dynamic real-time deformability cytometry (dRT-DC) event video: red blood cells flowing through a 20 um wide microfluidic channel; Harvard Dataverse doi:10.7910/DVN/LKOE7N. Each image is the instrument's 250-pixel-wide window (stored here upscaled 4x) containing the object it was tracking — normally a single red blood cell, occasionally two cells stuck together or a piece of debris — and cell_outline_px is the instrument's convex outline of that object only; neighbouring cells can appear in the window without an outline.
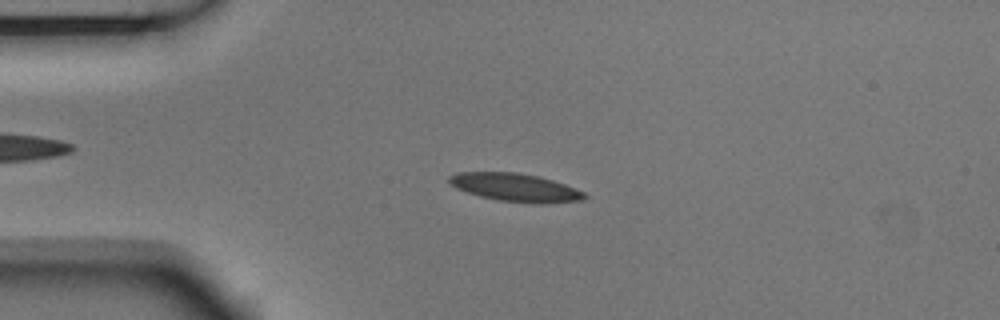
{"species": "Egyptian fruit bat (a non-hibernating species)", "species_latin": "Rousettus aegyptiacus", "temperature_condition": "room temperature", "stored_images_in_passage": 7, "camera_frame_rate_fps": 3000, "um_per_image_px": 0.085, "animal": {"sex": "male"}, "frame": {"image": 1, "passage_image": 1, "time_ms": 0.0, "image_size_px": [1000, 320], "cell_outline_px": [[588, 196], [584, 200], [540, 204], [532, 204], [500, 200], [480, 196], [456, 188], [448, 180], [448, 176], [456, 172], [516, 172], [540, 176], [576, 188], [584, 192]], "centroid_in_image_um": [43.84, 15.93], "position_along_channel_um": 41.2, "area_um2": 22.25}}
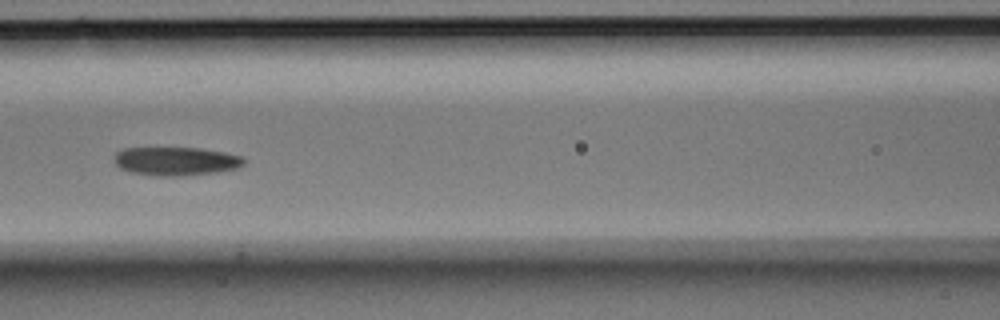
{"frame": {"image": 2, "passage_image": 4, "time_ms": 1.0, "image_size_px": [1000, 320], "cell_outline_px": [[244, 164], [240, 168], [216, 172], [180, 176], [152, 176], [132, 172], [120, 168], [116, 164], [116, 152], [124, 148], [200, 148], [224, 152], [244, 156]], "centroid_in_image_um": [15.0, 13.7], "position_along_channel_um": 151.6, "area_um2": 21.62}}
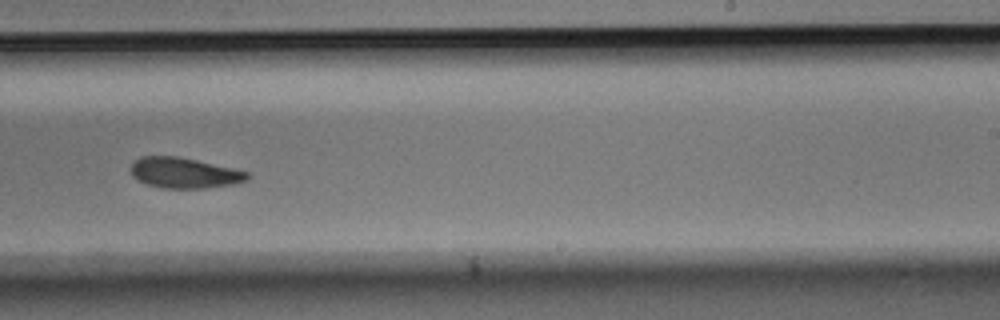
{"frame": {"image": 3, "passage_image": 7, "time_ms": 2.0, "image_size_px": [1000, 320], "cell_outline_px": [[248, 180], [236, 184], [204, 188], [160, 188], [148, 184], [132, 176], [128, 168], [140, 156], [176, 156], [196, 160], [232, 168], [248, 172]], "centroid_in_image_um": [15.64, 14.7], "position_along_channel_um": 273.4, "area_um2": 20.69}}